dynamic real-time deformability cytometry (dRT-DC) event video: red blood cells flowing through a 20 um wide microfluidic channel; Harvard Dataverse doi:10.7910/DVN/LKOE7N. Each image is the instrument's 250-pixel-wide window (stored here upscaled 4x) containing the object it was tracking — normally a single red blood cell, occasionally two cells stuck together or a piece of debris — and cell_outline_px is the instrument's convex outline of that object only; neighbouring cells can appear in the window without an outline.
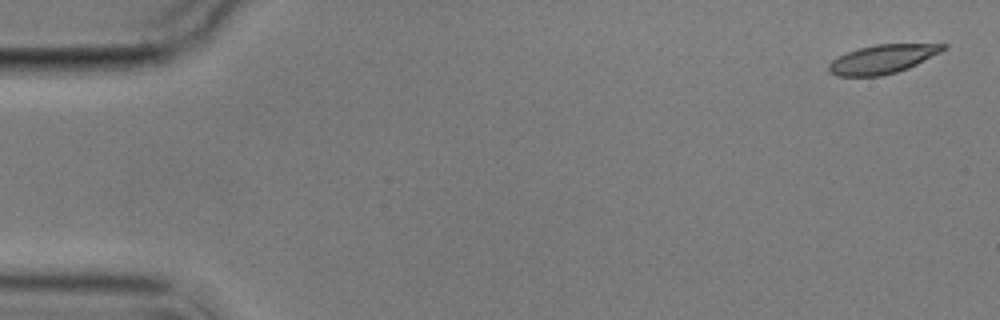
{"species": "common noctule bat (a hibernating species)", "species_latin": "Nyctalus noctula", "temperature_condition": "cold", "stored_images_in_passage": 5, "camera_frame_rate_fps": 3000, "um_per_image_px": 0.085, "animal": {"sex": "male", "body_mass_g": 17.9}, "frame": {"image": 1, "passage_image": 1, "time_ms": 0.0, "image_size_px": [1000, 320], "cell_outline_px": [[948, 48], [908, 68], [896, 72], [880, 76], [836, 76], [828, 72], [828, 64], [832, 60], [848, 52], [860, 48], [876, 44], [948, 44]], "centroid_in_image_um": [75.0, 5.03], "position_along_channel_um": 10.0, "area_um2": 19.02}}